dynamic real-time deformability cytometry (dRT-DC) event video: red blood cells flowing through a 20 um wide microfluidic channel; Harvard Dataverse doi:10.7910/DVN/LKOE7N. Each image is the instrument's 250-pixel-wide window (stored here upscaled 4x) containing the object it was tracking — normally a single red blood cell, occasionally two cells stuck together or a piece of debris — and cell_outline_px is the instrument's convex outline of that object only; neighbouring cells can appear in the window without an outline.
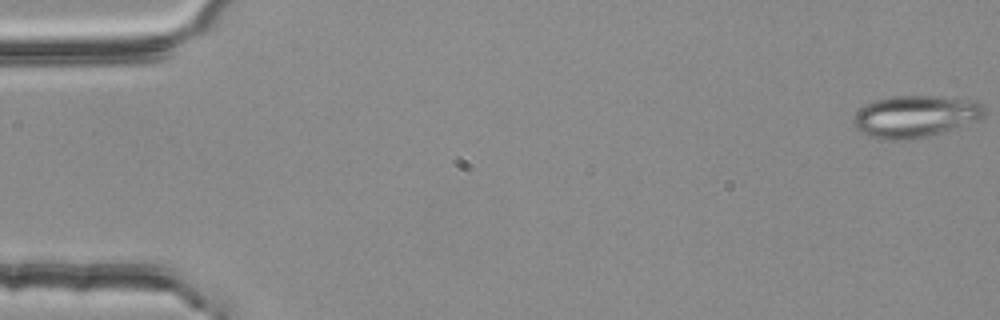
{"species": "common noctule bat (a hibernating species)", "species_latin": "Nyctalus noctula", "temperature_condition": "room temperature", "stored_images_in_passage": 55, "camera_frame_rate_fps": 3000, "um_per_image_px": 0.085, "animal": {"sex": "female", "body_mass_g": 25.1}, "frame": {"image": 1, "passage_image": 1, "time_ms": 0.0, "image_size_px": [1000, 320], "cell_outline_px": [[984, 116], [980, 120], [928, 136], [904, 140], [880, 140], [868, 136], [856, 128], [852, 120], [856, 112], [864, 104], [876, 100], [892, 96], [940, 96], [976, 100], [984, 104]], "centroid_in_image_um": [77.8, 9.89], "position_along_channel_um": 7.2, "area_um2": 32.25}}
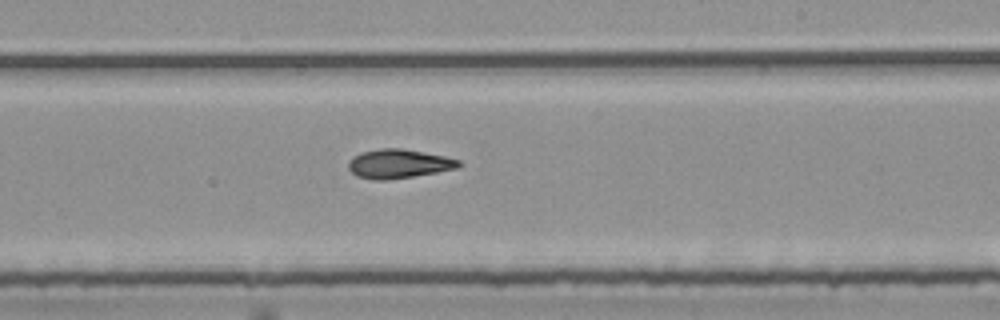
{"frame": {"image": 2, "passage_image": 33, "time_ms": 10.667, "image_size_px": [1000, 320], "cell_outline_px": [[464, 164], [456, 168], [436, 172], [388, 180], [372, 180], [356, 176], [348, 168], [348, 160], [352, 156], [360, 152], [380, 148], [400, 148], [424, 152], [444, 156], [460, 160]], "centroid_in_image_um": [33.85, 13.91], "position_along_channel_um": 255.2, "area_um2": 18.79}}
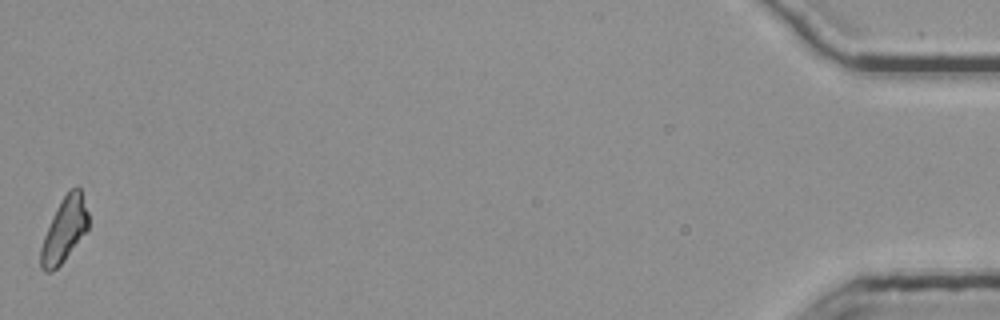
{"frame": {"image": 3, "passage_image": 55, "time_ms": 18.0, "image_size_px": [1000, 320], "cell_outline_px": [[88, 228], [64, 260], [52, 272], [44, 272], [40, 268], [40, 248], [44, 236], [52, 216], [56, 208], [68, 188], [76, 184], [80, 188], [88, 212]], "centroid_in_image_um": [5.45, 19.5], "position_along_channel_um": 429.8, "area_um2": 17.86}, "authors_computed_cell_mechanics": {"area_um2": 18.3804, "velocity_mm_per_s": 3.7532, "shape_relaxation_time_tau1_ms": null, "shape_relaxation_time_tau2_ms": 2.9774, "deformation_change_tau1": null, "deformation_change_tau2": 0.1054}}